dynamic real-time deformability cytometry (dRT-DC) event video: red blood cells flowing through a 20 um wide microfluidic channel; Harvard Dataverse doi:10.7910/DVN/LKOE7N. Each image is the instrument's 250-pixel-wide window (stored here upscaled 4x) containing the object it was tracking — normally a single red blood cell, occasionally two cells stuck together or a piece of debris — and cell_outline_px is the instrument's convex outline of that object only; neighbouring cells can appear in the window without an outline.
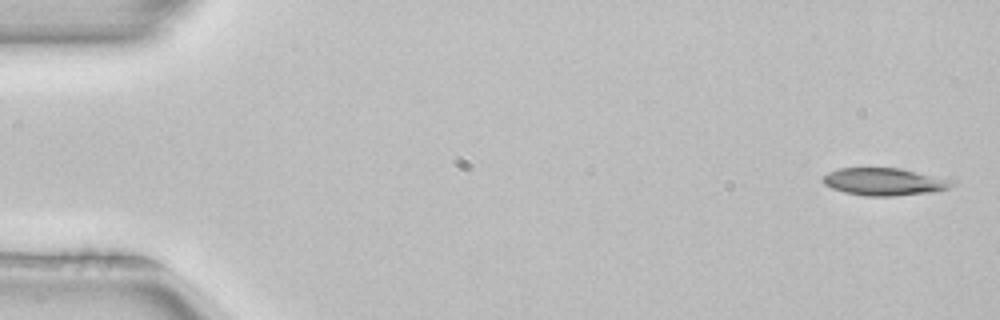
{"species": "common noctule bat (a hibernating species)", "species_latin": "Nyctalus noctula", "temperature_condition": "room temperature", "stored_images_in_passage": 4, "camera_frame_rate_fps": 3000, "um_per_image_px": 0.085, "animal": {"sex": "female", "body_mass_g": 22.7, "forearm_length_mm": 54.2}, "frame": {"image": 1, "passage_image": 1, "time_ms": 0.0, "image_size_px": [1000, 320], "cell_outline_px": [[956, 184], [948, 188], [936, 192], [892, 196], [864, 196], [844, 192], [832, 188], [824, 184], [820, 180], [828, 172], [840, 168], [900, 168], [956, 180]], "centroid_in_image_um": [75.2, 15.45], "position_along_channel_um": 9.8, "area_um2": 20.92}}
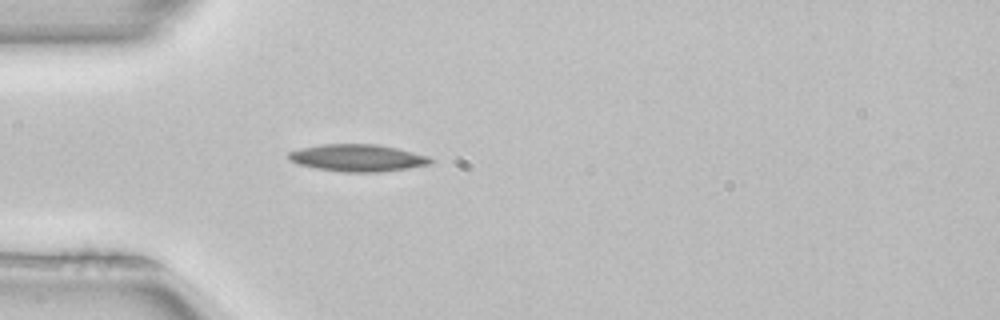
{"frame": {"image": 2, "passage_image": 4, "time_ms": 1.0, "image_size_px": [1000, 320], "cell_outline_px": [[436, 160], [432, 164], [408, 168], [380, 172], [344, 172], [316, 168], [300, 164], [288, 160], [288, 152], [300, 148], [320, 144], [376, 144], [396, 148], [428, 156]], "centroid_in_image_um": [30.41, 13.42], "position_along_channel_um": 54.6, "area_um2": 22.48}}